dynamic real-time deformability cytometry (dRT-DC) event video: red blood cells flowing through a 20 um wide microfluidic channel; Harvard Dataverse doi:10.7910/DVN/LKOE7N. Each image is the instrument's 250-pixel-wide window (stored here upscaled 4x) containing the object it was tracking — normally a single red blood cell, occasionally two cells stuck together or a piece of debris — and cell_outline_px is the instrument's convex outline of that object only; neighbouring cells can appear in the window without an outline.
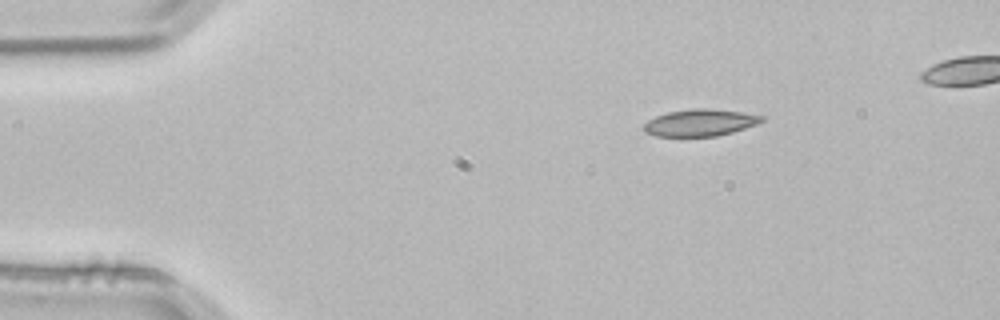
{"species": "common noctule bat (a hibernating species)", "species_latin": "Nyctalus noctula", "temperature_condition": "room temperature", "stored_images_in_passage": 3, "camera_frame_rate_fps": 3000, "um_per_image_px": 0.085, "animal": {"sex": "male", "body_mass_g": 21.5, "forearm_length_mm": 52.0}, "frame": {"image": 1, "passage_image": 1, "time_ms": 0.0, "image_size_px": [1000, 320], "cell_outline_px": [[764, 120], [756, 124], [732, 132], [716, 136], [656, 136], [644, 132], [644, 124], [648, 120], [656, 116], [668, 112], [692, 108], [708, 108], [740, 112], [764, 116]], "centroid_in_image_um": [59.48, 10.42], "position_along_channel_um": 25.5, "area_um2": 18.32}}